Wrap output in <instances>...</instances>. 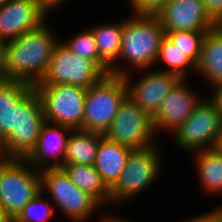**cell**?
I'll return each instance as SVG.
<instances>
[{"label": "cell", "instance_id": "1", "mask_svg": "<svg viewBox=\"0 0 222 222\" xmlns=\"http://www.w3.org/2000/svg\"><path fill=\"white\" fill-rule=\"evenodd\" d=\"M50 17L37 29L7 41L6 68L8 80L21 81L32 86L44 77L60 40L59 32Z\"/></svg>", "mask_w": 222, "mask_h": 222}, {"label": "cell", "instance_id": "2", "mask_svg": "<svg viewBox=\"0 0 222 222\" xmlns=\"http://www.w3.org/2000/svg\"><path fill=\"white\" fill-rule=\"evenodd\" d=\"M123 15L121 49L110 74L124 76L135 70L154 68L165 31L157 15Z\"/></svg>", "mask_w": 222, "mask_h": 222}, {"label": "cell", "instance_id": "3", "mask_svg": "<svg viewBox=\"0 0 222 222\" xmlns=\"http://www.w3.org/2000/svg\"><path fill=\"white\" fill-rule=\"evenodd\" d=\"M161 142L162 139L148 147L131 149L124 170L110 188V205H129L160 183L166 162Z\"/></svg>", "mask_w": 222, "mask_h": 222}, {"label": "cell", "instance_id": "4", "mask_svg": "<svg viewBox=\"0 0 222 222\" xmlns=\"http://www.w3.org/2000/svg\"><path fill=\"white\" fill-rule=\"evenodd\" d=\"M41 191L54 204L58 217L62 216L60 222H93L101 207L91 195L76 187L61 168L41 170Z\"/></svg>", "mask_w": 222, "mask_h": 222}, {"label": "cell", "instance_id": "5", "mask_svg": "<svg viewBox=\"0 0 222 222\" xmlns=\"http://www.w3.org/2000/svg\"><path fill=\"white\" fill-rule=\"evenodd\" d=\"M41 191V170L25 159L0 157V207L14 220Z\"/></svg>", "mask_w": 222, "mask_h": 222}, {"label": "cell", "instance_id": "6", "mask_svg": "<svg viewBox=\"0 0 222 222\" xmlns=\"http://www.w3.org/2000/svg\"><path fill=\"white\" fill-rule=\"evenodd\" d=\"M126 97L127 85L124 77L106 74L87 89L83 130L105 134L111 127L118 108Z\"/></svg>", "mask_w": 222, "mask_h": 222}, {"label": "cell", "instance_id": "7", "mask_svg": "<svg viewBox=\"0 0 222 222\" xmlns=\"http://www.w3.org/2000/svg\"><path fill=\"white\" fill-rule=\"evenodd\" d=\"M221 130L222 115L206 96L191 116L168 138H172L174 149L191 154L199 150L215 148Z\"/></svg>", "mask_w": 222, "mask_h": 222}, {"label": "cell", "instance_id": "8", "mask_svg": "<svg viewBox=\"0 0 222 222\" xmlns=\"http://www.w3.org/2000/svg\"><path fill=\"white\" fill-rule=\"evenodd\" d=\"M45 122L40 97L33 88L17 104L15 130L0 144V157L25 159L35 148Z\"/></svg>", "mask_w": 222, "mask_h": 222}, {"label": "cell", "instance_id": "9", "mask_svg": "<svg viewBox=\"0 0 222 222\" xmlns=\"http://www.w3.org/2000/svg\"><path fill=\"white\" fill-rule=\"evenodd\" d=\"M47 122L83 130L87 89L78 85L34 86Z\"/></svg>", "mask_w": 222, "mask_h": 222}, {"label": "cell", "instance_id": "10", "mask_svg": "<svg viewBox=\"0 0 222 222\" xmlns=\"http://www.w3.org/2000/svg\"><path fill=\"white\" fill-rule=\"evenodd\" d=\"M105 75L94 61L77 55L59 40L44 77L35 86L71 84L88 89Z\"/></svg>", "mask_w": 222, "mask_h": 222}, {"label": "cell", "instance_id": "11", "mask_svg": "<svg viewBox=\"0 0 222 222\" xmlns=\"http://www.w3.org/2000/svg\"><path fill=\"white\" fill-rule=\"evenodd\" d=\"M110 141L140 149L157 144L153 118L142 111L130 98L120 104L109 130L104 134Z\"/></svg>", "mask_w": 222, "mask_h": 222}, {"label": "cell", "instance_id": "12", "mask_svg": "<svg viewBox=\"0 0 222 222\" xmlns=\"http://www.w3.org/2000/svg\"><path fill=\"white\" fill-rule=\"evenodd\" d=\"M123 77L127 85V97L152 118L158 112L169 92L180 80L175 74L155 68L135 70Z\"/></svg>", "mask_w": 222, "mask_h": 222}, {"label": "cell", "instance_id": "13", "mask_svg": "<svg viewBox=\"0 0 222 222\" xmlns=\"http://www.w3.org/2000/svg\"><path fill=\"white\" fill-rule=\"evenodd\" d=\"M191 80L193 79H180L153 117L154 130L159 138L160 135L161 138L165 134L169 136L182 125L207 96L199 88L196 90V87L190 84Z\"/></svg>", "mask_w": 222, "mask_h": 222}, {"label": "cell", "instance_id": "14", "mask_svg": "<svg viewBox=\"0 0 222 222\" xmlns=\"http://www.w3.org/2000/svg\"><path fill=\"white\" fill-rule=\"evenodd\" d=\"M52 16L38 0H9L0 7V39L20 37Z\"/></svg>", "mask_w": 222, "mask_h": 222}, {"label": "cell", "instance_id": "15", "mask_svg": "<svg viewBox=\"0 0 222 222\" xmlns=\"http://www.w3.org/2000/svg\"><path fill=\"white\" fill-rule=\"evenodd\" d=\"M157 16L164 31H210L216 28L208 18L202 0H168Z\"/></svg>", "mask_w": 222, "mask_h": 222}, {"label": "cell", "instance_id": "16", "mask_svg": "<svg viewBox=\"0 0 222 222\" xmlns=\"http://www.w3.org/2000/svg\"><path fill=\"white\" fill-rule=\"evenodd\" d=\"M71 131L72 129L67 126L46 121L35 148L25 160L39 170L61 168L64 165L67 141Z\"/></svg>", "mask_w": 222, "mask_h": 222}, {"label": "cell", "instance_id": "17", "mask_svg": "<svg viewBox=\"0 0 222 222\" xmlns=\"http://www.w3.org/2000/svg\"><path fill=\"white\" fill-rule=\"evenodd\" d=\"M188 156H191L200 195L206 199L210 197V200L211 197L222 198V153L213 148L199 150Z\"/></svg>", "mask_w": 222, "mask_h": 222}, {"label": "cell", "instance_id": "18", "mask_svg": "<svg viewBox=\"0 0 222 222\" xmlns=\"http://www.w3.org/2000/svg\"><path fill=\"white\" fill-rule=\"evenodd\" d=\"M196 77L209 89L222 83V32L216 27L206 33L197 64Z\"/></svg>", "mask_w": 222, "mask_h": 222}, {"label": "cell", "instance_id": "19", "mask_svg": "<svg viewBox=\"0 0 222 222\" xmlns=\"http://www.w3.org/2000/svg\"><path fill=\"white\" fill-rule=\"evenodd\" d=\"M131 148L110 141L104 136L98 145L94 167L110 189L124 170Z\"/></svg>", "mask_w": 222, "mask_h": 222}, {"label": "cell", "instance_id": "20", "mask_svg": "<svg viewBox=\"0 0 222 222\" xmlns=\"http://www.w3.org/2000/svg\"><path fill=\"white\" fill-rule=\"evenodd\" d=\"M33 88L31 84L21 81L0 83V144L15 130L17 104Z\"/></svg>", "mask_w": 222, "mask_h": 222}, {"label": "cell", "instance_id": "21", "mask_svg": "<svg viewBox=\"0 0 222 222\" xmlns=\"http://www.w3.org/2000/svg\"><path fill=\"white\" fill-rule=\"evenodd\" d=\"M61 169L76 187L91 195L101 206L110 205V189L94 166L70 164Z\"/></svg>", "mask_w": 222, "mask_h": 222}, {"label": "cell", "instance_id": "22", "mask_svg": "<svg viewBox=\"0 0 222 222\" xmlns=\"http://www.w3.org/2000/svg\"><path fill=\"white\" fill-rule=\"evenodd\" d=\"M104 134L72 130L69 134L64 165L79 164L94 166L98 145Z\"/></svg>", "mask_w": 222, "mask_h": 222}, {"label": "cell", "instance_id": "23", "mask_svg": "<svg viewBox=\"0 0 222 222\" xmlns=\"http://www.w3.org/2000/svg\"><path fill=\"white\" fill-rule=\"evenodd\" d=\"M119 18L88 25L94 33L99 56L109 67L118 60L121 49L123 17Z\"/></svg>", "mask_w": 222, "mask_h": 222}, {"label": "cell", "instance_id": "24", "mask_svg": "<svg viewBox=\"0 0 222 222\" xmlns=\"http://www.w3.org/2000/svg\"><path fill=\"white\" fill-rule=\"evenodd\" d=\"M154 68L175 74L180 79H190L196 76L197 65L165 35Z\"/></svg>", "mask_w": 222, "mask_h": 222}, {"label": "cell", "instance_id": "25", "mask_svg": "<svg viewBox=\"0 0 222 222\" xmlns=\"http://www.w3.org/2000/svg\"><path fill=\"white\" fill-rule=\"evenodd\" d=\"M60 41L77 55L94 61L106 74H110V67L100 58L94 33L89 27L69 34L68 38L60 36Z\"/></svg>", "mask_w": 222, "mask_h": 222}, {"label": "cell", "instance_id": "26", "mask_svg": "<svg viewBox=\"0 0 222 222\" xmlns=\"http://www.w3.org/2000/svg\"><path fill=\"white\" fill-rule=\"evenodd\" d=\"M54 217L59 221H56ZM53 220L60 222L54 204L40 191L24 206L13 222H52Z\"/></svg>", "mask_w": 222, "mask_h": 222}, {"label": "cell", "instance_id": "27", "mask_svg": "<svg viewBox=\"0 0 222 222\" xmlns=\"http://www.w3.org/2000/svg\"><path fill=\"white\" fill-rule=\"evenodd\" d=\"M208 31H165V35L197 65L203 39Z\"/></svg>", "mask_w": 222, "mask_h": 222}, {"label": "cell", "instance_id": "28", "mask_svg": "<svg viewBox=\"0 0 222 222\" xmlns=\"http://www.w3.org/2000/svg\"><path fill=\"white\" fill-rule=\"evenodd\" d=\"M133 14L157 15L168 0H124Z\"/></svg>", "mask_w": 222, "mask_h": 222}, {"label": "cell", "instance_id": "29", "mask_svg": "<svg viewBox=\"0 0 222 222\" xmlns=\"http://www.w3.org/2000/svg\"><path fill=\"white\" fill-rule=\"evenodd\" d=\"M122 207L124 206H118V205L117 206L116 205L101 206L97 216L95 217V220L97 218L98 219L94 222H135L136 220H133V218L131 219L130 216H128L129 217L128 218L122 215L121 213L118 214L119 212L118 209L122 210L120 209Z\"/></svg>", "mask_w": 222, "mask_h": 222}, {"label": "cell", "instance_id": "30", "mask_svg": "<svg viewBox=\"0 0 222 222\" xmlns=\"http://www.w3.org/2000/svg\"><path fill=\"white\" fill-rule=\"evenodd\" d=\"M208 18L217 26L222 21V0H202Z\"/></svg>", "mask_w": 222, "mask_h": 222}, {"label": "cell", "instance_id": "31", "mask_svg": "<svg viewBox=\"0 0 222 222\" xmlns=\"http://www.w3.org/2000/svg\"><path fill=\"white\" fill-rule=\"evenodd\" d=\"M186 216V219L178 220L179 222H217L216 215L214 211L210 208L207 211L199 213L197 215H192L190 217Z\"/></svg>", "mask_w": 222, "mask_h": 222}, {"label": "cell", "instance_id": "32", "mask_svg": "<svg viewBox=\"0 0 222 222\" xmlns=\"http://www.w3.org/2000/svg\"><path fill=\"white\" fill-rule=\"evenodd\" d=\"M206 94H209L207 97L216 105L222 115V83L212 86Z\"/></svg>", "mask_w": 222, "mask_h": 222}, {"label": "cell", "instance_id": "33", "mask_svg": "<svg viewBox=\"0 0 222 222\" xmlns=\"http://www.w3.org/2000/svg\"><path fill=\"white\" fill-rule=\"evenodd\" d=\"M6 45L7 41L0 39V83L8 80L6 68Z\"/></svg>", "mask_w": 222, "mask_h": 222}, {"label": "cell", "instance_id": "34", "mask_svg": "<svg viewBox=\"0 0 222 222\" xmlns=\"http://www.w3.org/2000/svg\"><path fill=\"white\" fill-rule=\"evenodd\" d=\"M69 0H40V3L52 14L56 16V12L63 8ZM54 13V14H53Z\"/></svg>", "mask_w": 222, "mask_h": 222}, {"label": "cell", "instance_id": "35", "mask_svg": "<svg viewBox=\"0 0 222 222\" xmlns=\"http://www.w3.org/2000/svg\"><path fill=\"white\" fill-rule=\"evenodd\" d=\"M220 202V204H214L215 207L211 208L214 211V214L216 215L217 222H222V199Z\"/></svg>", "mask_w": 222, "mask_h": 222}, {"label": "cell", "instance_id": "36", "mask_svg": "<svg viewBox=\"0 0 222 222\" xmlns=\"http://www.w3.org/2000/svg\"><path fill=\"white\" fill-rule=\"evenodd\" d=\"M0 222H13V219L0 207Z\"/></svg>", "mask_w": 222, "mask_h": 222}, {"label": "cell", "instance_id": "37", "mask_svg": "<svg viewBox=\"0 0 222 222\" xmlns=\"http://www.w3.org/2000/svg\"><path fill=\"white\" fill-rule=\"evenodd\" d=\"M219 152L222 153V130H221V133L219 135V139H218V143L216 144V147H215Z\"/></svg>", "mask_w": 222, "mask_h": 222}, {"label": "cell", "instance_id": "38", "mask_svg": "<svg viewBox=\"0 0 222 222\" xmlns=\"http://www.w3.org/2000/svg\"><path fill=\"white\" fill-rule=\"evenodd\" d=\"M9 0H0V7L3 6L6 2H8Z\"/></svg>", "mask_w": 222, "mask_h": 222}, {"label": "cell", "instance_id": "39", "mask_svg": "<svg viewBox=\"0 0 222 222\" xmlns=\"http://www.w3.org/2000/svg\"><path fill=\"white\" fill-rule=\"evenodd\" d=\"M216 27L222 32V21Z\"/></svg>", "mask_w": 222, "mask_h": 222}]
</instances>
